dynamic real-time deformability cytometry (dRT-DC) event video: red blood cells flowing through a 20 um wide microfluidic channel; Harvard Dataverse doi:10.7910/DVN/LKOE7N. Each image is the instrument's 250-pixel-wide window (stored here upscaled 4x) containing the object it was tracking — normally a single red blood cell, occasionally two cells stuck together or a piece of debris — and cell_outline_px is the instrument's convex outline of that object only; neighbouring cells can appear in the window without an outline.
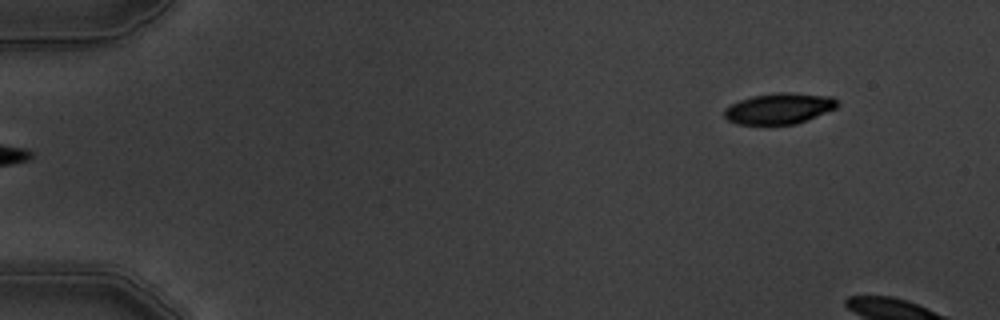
{"species": "common noctule bat (a hibernating species)", "species_latin": "Nyctalus noctula", "temperature_condition": "warm", "stored_images_in_passage": 2, "camera_frame_rate_fps": 3000, "um_per_image_px": 0.085, "animal": {"sex": "male", "body_mass_g": 19.5, "forearm_length_mm": 54.6}, "frame": {"image": 1, "passage_image": 2, "time_ms": 1.0, "image_size_px": [1000, 320], "cell_outline_px": [[840, 104], [836, 108], [796, 124], [736, 124], [728, 120], [724, 116], [724, 108], [740, 100], [752, 96], [776, 92], [788, 92], [832, 96]], "centroid_in_image_um": [66.23, 9.21], "position_along_channel_um": 18.8, "area_um2": 20.35}}